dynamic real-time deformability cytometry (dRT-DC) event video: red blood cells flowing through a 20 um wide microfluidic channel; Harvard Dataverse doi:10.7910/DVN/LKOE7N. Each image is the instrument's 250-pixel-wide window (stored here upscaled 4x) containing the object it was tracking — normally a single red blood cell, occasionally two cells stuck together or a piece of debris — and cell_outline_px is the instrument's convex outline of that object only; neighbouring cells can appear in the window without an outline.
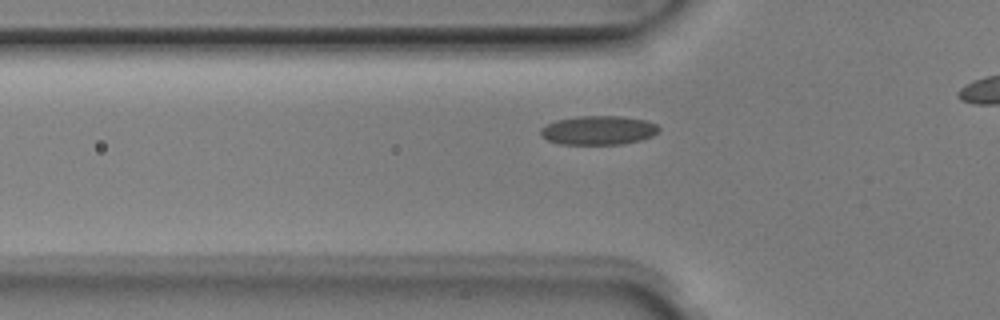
{"species": "Egyptian fruit bat (a non-hibernating species)", "species_latin": "Rousettus aegyptiacus", "temperature_condition": "room temperature", "stored_images_in_passage": 35, "camera_frame_rate_fps": 3000, "um_per_image_px": 0.085, "animal": {"sex": "male"}, "frame": {"image": 1, "passage_image": 10, "time_ms": 3.0, "image_size_px": [1000, 320], "cell_outline_px": [[660, 128], [652, 136], [640, 140], [620, 144], [560, 144], [548, 140], [540, 136], [540, 128], [556, 120], [576, 116], [620, 116], [648, 120], [656, 124]], "centroid_in_image_um": [50.85, 11.06], "position_along_channel_um": 75.0, "area_um2": 20.0}}
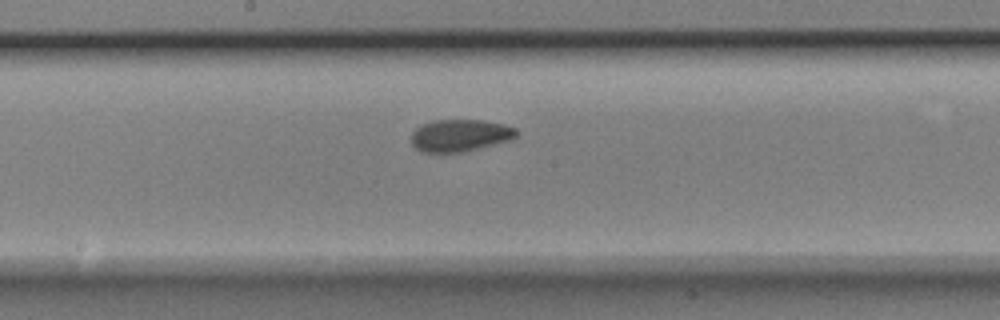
{"frame": {"image": 2, "passage_image": 20, "time_ms": 6.333, "image_size_px": [1000, 320], "cell_outline_px": [[520, 132], [512, 140], [464, 152], [420, 152], [412, 144], [412, 132], [420, 124], [432, 120], [484, 120], [504, 124], [516, 128]], "centroid_in_image_um": [39.13, 11.5], "position_along_channel_um": 209.1, "area_um2": 20.0}}
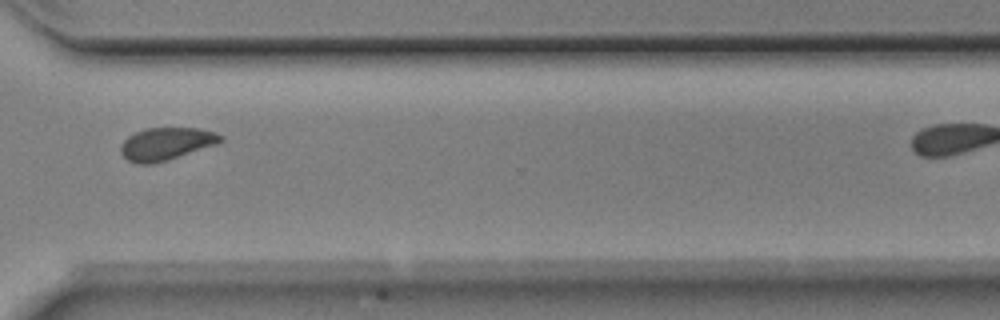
{"frame": {"image": 3, "passage_image": 31, "time_ms": 10.0, "image_size_px": [1000, 320], "cell_outline_px": [[224, 140], [216, 144], [168, 160], [152, 164], [136, 164], [128, 160], [120, 152], [120, 144], [128, 136], [136, 132], [148, 128], [196, 128], [216, 132], [224, 136]], "centroid_in_image_um": [14.12, 12.23], "position_along_channel_um": 356.5, "area_um2": 18.96}}